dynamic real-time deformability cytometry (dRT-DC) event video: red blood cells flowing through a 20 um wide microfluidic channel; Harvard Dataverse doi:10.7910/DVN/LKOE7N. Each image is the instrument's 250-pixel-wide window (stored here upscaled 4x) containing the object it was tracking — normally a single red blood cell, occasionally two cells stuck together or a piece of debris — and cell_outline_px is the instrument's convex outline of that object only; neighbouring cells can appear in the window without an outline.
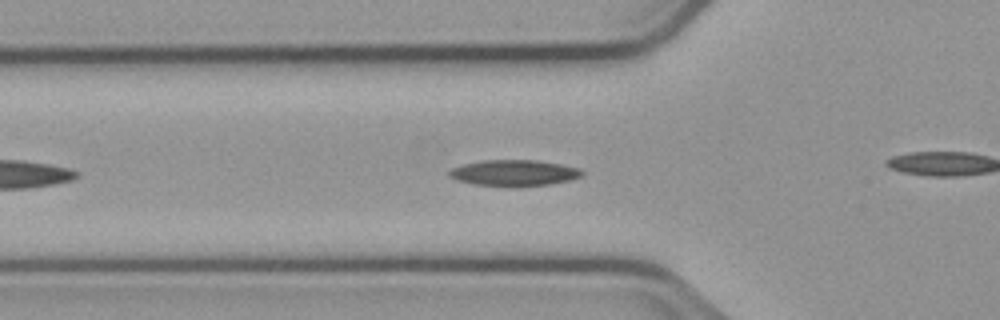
{"species": "common noctule bat (a hibernating species)", "species_latin": "Nyctalus noctula", "temperature_condition": "cold", "stored_images_in_passage": 28, "camera_frame_rate_fps": 3000, "um_per_image_px": 0.085, "animal": {"sex": "male", "body_mass_g": 23.1, "forearm_length_mm": 52.7}, "frame": {"image": 1, "passage_image": 7, "time_ms": 2.0, "image_size_px": [1000, 320], "cell_outline_px": [[584, 172], [580, 176], [568, 180], [548, 184], [512, 188], [508, 188], [476, 184], [456, 180], [448, 176], [448, 172], [452, 168], [464, 164], [484, 160], [536, 160], [560, 164], [580, 168]], "centroid_in_image_um": [43.66, 14.71], "position_along_channel_um": 82.1, "area_um2": 20.35}}
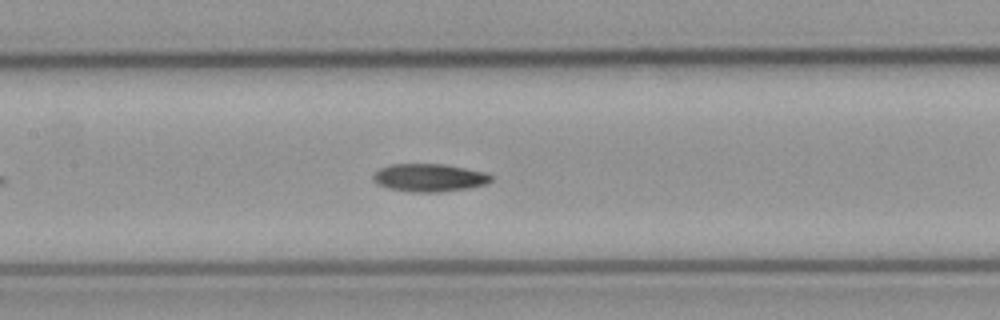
{"frame": {"image": 2, "passage_image": 14, "time_ms": 4.333, "image_size_px": [1000, 320], "cell_outline_px": [[492, 180], [488, 184], [468, 188], [440, 192], [408, 192], [388, 188], [372, 180], [372, 176], [380, 168], [392, 164], [444, 164], [488, 172], [492, 176]], "centroid_in_image_um": [36.53, 15.1], "position_along_channel_um": 170.9, "area_um2": 19.31}}
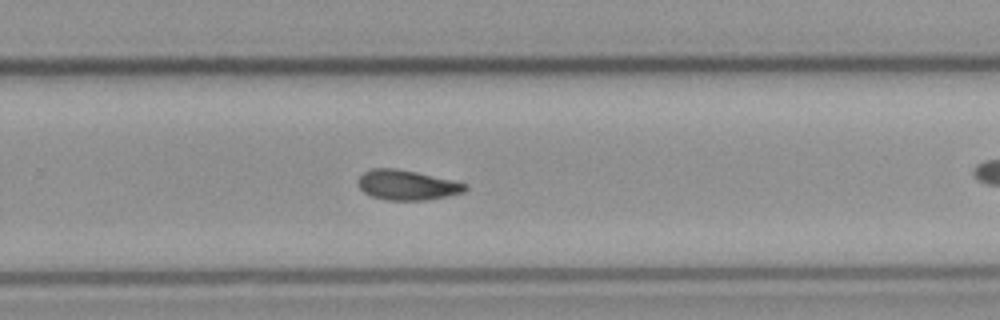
{"frame": {"image": 3, "passage_image": 24, "time_ms": 7.667, "image_size_px": [1000, 320], "cell_outline_px": [[468, 188], [464, 192], [448, 196], [424, 200], [384, 200], [372, 196], [364, 192], [360, 188], [356, 180], [364, 172], [372, 168], [396, 168], [416, 172], [452, 180], [468, 184]], "centroid_in_image_um": [34.59, 15.73], "position_along_channel_um": 295.2, "area_um2": 18.73}}